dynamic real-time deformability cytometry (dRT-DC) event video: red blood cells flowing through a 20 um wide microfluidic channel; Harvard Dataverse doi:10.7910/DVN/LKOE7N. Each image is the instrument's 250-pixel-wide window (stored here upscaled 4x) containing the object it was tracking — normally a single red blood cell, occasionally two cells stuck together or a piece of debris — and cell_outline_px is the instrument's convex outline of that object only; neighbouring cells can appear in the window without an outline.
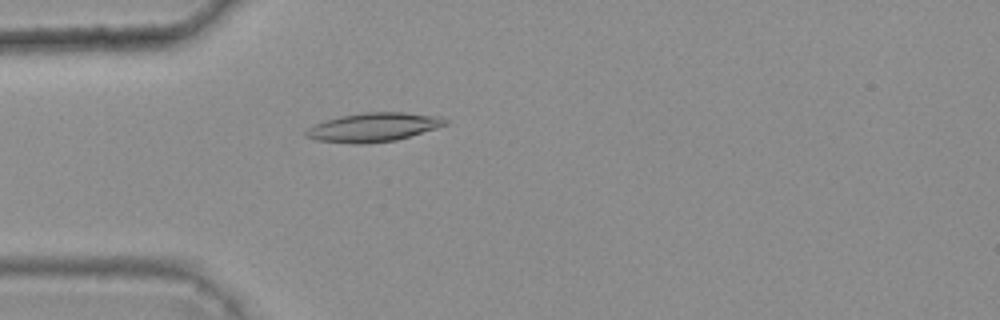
{"species": "common noctule bat (a hibernating species)", "species_latin": "Nyctalus noctula", "temperature_condition": "warm", "stored_images_in_passage": 2, "camera_frame_rate_fps": 3000, "um_per_image_px": 0.085, "animal": {"sex": "female", "body_mass_g": 25.1}, "frame": {"image": 1, "passage_image": 2, "time_ms": 0.333, "image_size_px": [1000, 320], "cell_outline_px": [[448, 124], [436, 128], [396, 140], [364, 144], [356, 144], [316, 140], [304, 136], [304, 132], [308, 128], [324, 120], [340, 116], [364, 112], [404, 112], [440, 116], [448, 120]], "centroid_in_image_um": [31.73, 10.81], "position_along_channel_um": 53.3, "area_um2": 23.47}}